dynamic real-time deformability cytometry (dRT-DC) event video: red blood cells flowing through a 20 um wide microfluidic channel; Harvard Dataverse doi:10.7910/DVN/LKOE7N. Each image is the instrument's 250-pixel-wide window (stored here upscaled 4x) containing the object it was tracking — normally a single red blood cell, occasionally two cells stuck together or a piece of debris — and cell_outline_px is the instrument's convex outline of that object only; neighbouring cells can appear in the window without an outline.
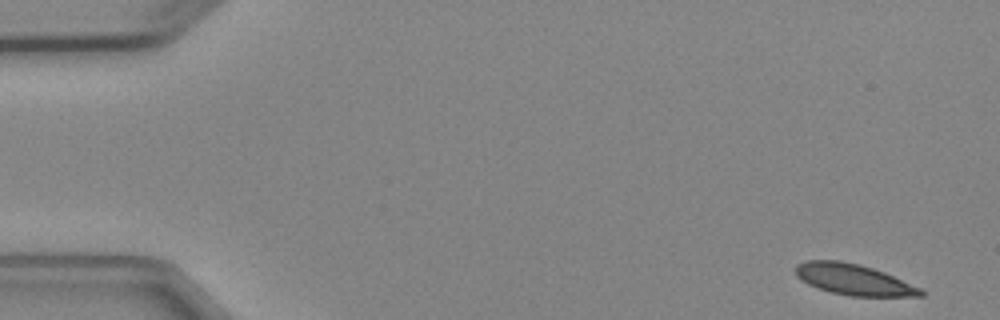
{"species": "Egyptian fruit bat (a non-hibernating species)", "species_latin": "Rousettus aegyptiacus", "temperature_condition": "cold", "stored_images_in_passage": 7, "camera_frame_rate_fps": 3000, "um_per_image_px": 0.085, "animal": {"sex": "female"}, "frame": {"image": 1, "passage_image": 1, "time_ms": 0.0, "image_size_px": [1000, 320], "cell_outline_px": [[924, 296], [848, 296], [832, 292], [808, 284], [796, 276], [796, 264], [808, 260], [840, 260], [860, 264], [884, 272], [920, 288], [924, 292]], "centroid_in_image_um": [72.54, 23.75], "position_along_channel_um": 12.5, "area_um2": 22.37}}
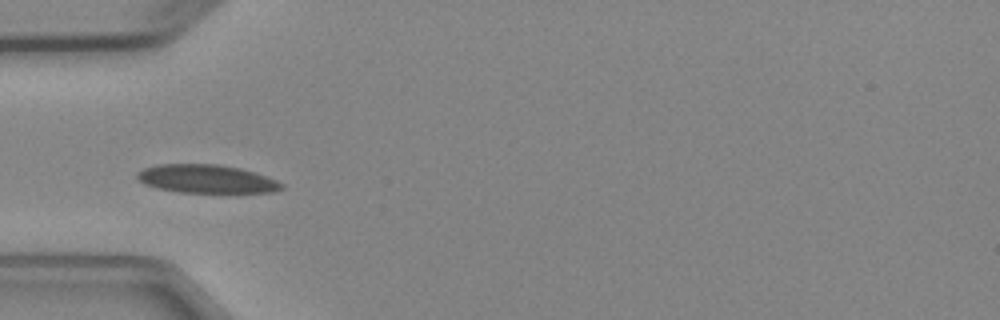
{"frame": {"image": 2, "passage_image": 5, "time_ms": 4.667, "image_size_px": [1000, 320], "cell_outline_px": [[284, 188], [272, 192], [180, 192], [156, 188], [144, 184], [136, 180], [136, 172], [144, 168], [156, 164], [220, 164], [240, 168], [256, 172], [276, 180], [284, 184]], "centroid_in_image_um": [17.52, 15.2], "position_along_channel_um": 67.5, "area_um2": 24.04}}